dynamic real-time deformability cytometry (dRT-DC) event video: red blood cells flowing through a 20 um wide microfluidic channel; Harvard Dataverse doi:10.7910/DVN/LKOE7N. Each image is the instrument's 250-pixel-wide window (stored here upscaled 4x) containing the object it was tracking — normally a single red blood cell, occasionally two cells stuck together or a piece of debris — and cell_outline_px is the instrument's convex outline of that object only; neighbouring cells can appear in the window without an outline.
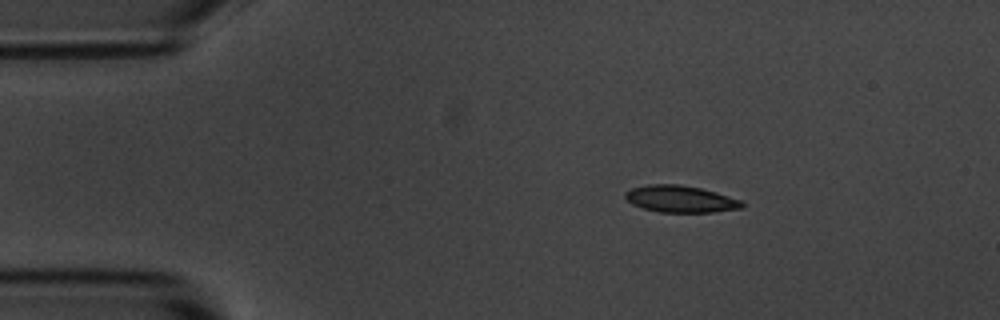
{"species": "common noctule bat (a hibernating species)", "species_latin": "Nyctalus noctula", "temperature_condition": "room temperature", "stored_images_in_passage": 4, "camera_frame_rate_fps": 3000, "um_per_image_px": 0.085, "animal": {"sex": "male", "body_mass_g": 20.1, "forearm_length_mm": 53.5}, "frame": {"image": 1, "passage_image": 2, "time_ms": 1.333, "image_size_px": [1000, 320], "cell_outline_px": [[744, 208], [712, 212], [660, 212], [644, 208], [632, 204], [624, 196], [624, 192], [632, 188], [648, 184], [680, 184], [700, 188], [716, 192], [740, 200], [744, 204]], "centroid_in_image_um": [57.83, 16.91], "position_along_channel_um": 27.2, "area_um2": 18.21}}